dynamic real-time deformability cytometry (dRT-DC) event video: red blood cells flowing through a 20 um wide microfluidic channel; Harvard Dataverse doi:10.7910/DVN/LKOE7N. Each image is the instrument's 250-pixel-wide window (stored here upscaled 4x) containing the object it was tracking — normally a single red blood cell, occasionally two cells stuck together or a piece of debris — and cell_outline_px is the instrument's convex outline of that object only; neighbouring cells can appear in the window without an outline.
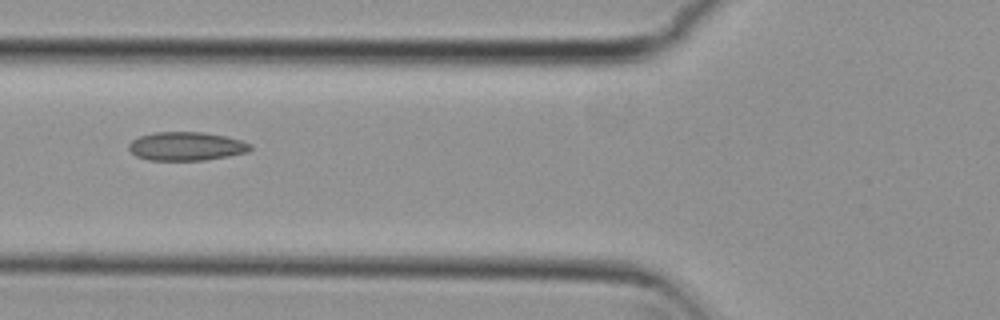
{"species": "common noctule bat (a hibernating species)", "species_latin": "Nyctalus noctula", "temperature_condition": "cold", "stored_images_in_passage": 9, "camera_frame_rate_fps": 3000, "um_per_image_px": 0.085, "animal": {"sex": "female", "body_mass_g": 29.2, "forearm_length_mm": 56.3}, "frame": {"image": 1, "passage_image": 6, "time_ms": 1.667, "image_size_px": [1000, 320], "cell_outline_px": [[252, 148], [248, 152], [228, 156], [204, 160], [148, 160], [136, 156], [128, 148], [128, 144], [132, 140], [140, 136], [156, 132], [204, 132], [224, 136], [240, 140], [252, 144]], "centroid_in_image_um": [15.84, 12.43], "position_along_channel_um": 110.0, "area_um2": 20.23}}
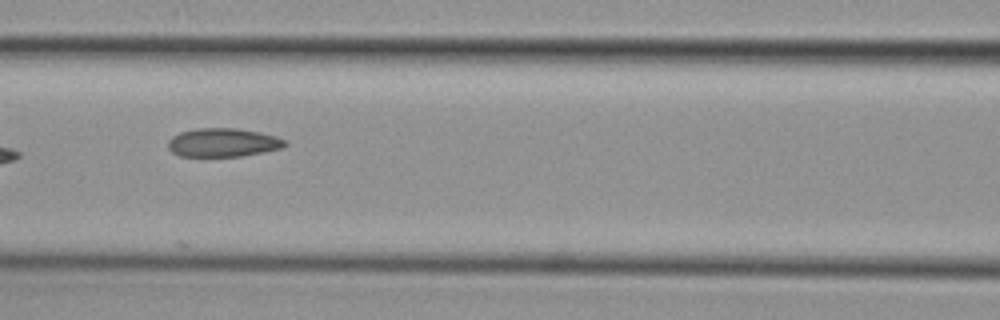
{"frame": {"image": 2, "passage_image": 7, "time_ms": 2.0, "image_size_px": [1000, 320], "cell_outline_px": [[288, 144], [280, 148], [240, 156], [180, 156], [172, 152], [168, 148], [168, 140], [172, 136], [180, 132], [196, 128], [236, 128], [260, 132], [276, 136], [288, 140]], "centroid_in_image_um": [18.94, 12.1], "position_along_channel_um": 147.7, "area_um2": 19.48}}
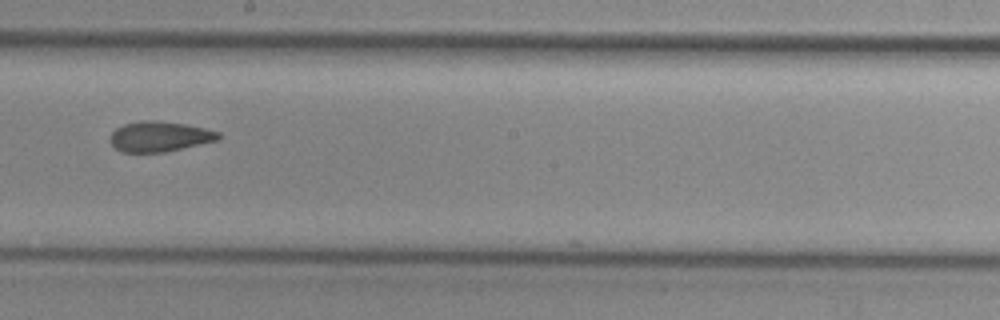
{"frame": {"image": 3, "passage_image": 9, "time_ms": 2.667, "image_size_px": [1000, 320], "cell_outline_px": [[220, 140], [164, 152], [120, 152], [108, 140], [112, 132], [116, 128], [124, 124], [140, 120], [156, 120], [184, 124], [204, 128], [220, 132]], "centroid_in_image_um": [13.55, 11.6], "position_along_channel_um": 234.6, "area_um2": 19.19}}